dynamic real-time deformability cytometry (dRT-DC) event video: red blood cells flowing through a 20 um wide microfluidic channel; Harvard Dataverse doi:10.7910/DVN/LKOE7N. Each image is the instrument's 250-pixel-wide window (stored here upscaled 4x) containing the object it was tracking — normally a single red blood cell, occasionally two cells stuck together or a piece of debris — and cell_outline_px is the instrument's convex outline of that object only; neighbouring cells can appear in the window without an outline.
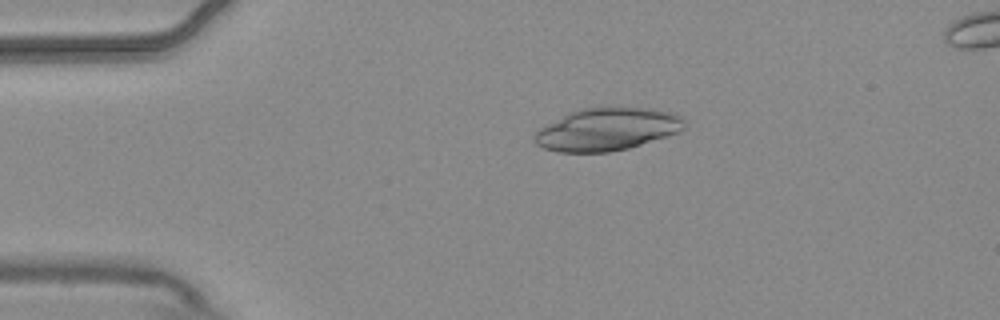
{"species": "common noctule bat (a hibernating species)", "species_latin": "Nyctalus noctula", "temperature_condition": "warm", "stored_images_in_passage": 5, "camera_frame_rate_fps": 3000, "um_per_image_px": 0.085, "animal": {"sex": "male", "body_mass_g": 20.4}, "frame": {"image": 1, "passage_image": 3, "time_ms": 0.667, "image_size_px": [1000, 320], "cell_outline_px": [[684, 128], [680, 132], [668, 136], [628, 148], [608, 152], [556, 152], [544, 148], [536, 144], [532, 140], [532, 136], [540, 128], [568, 112], [580, 108], [656, 108], [676, 112], [684, 120]], "centroid_in_image_um": [51.61, 10.99], "position_along_channel_um": 33.4, "area_um2": 37.4}}